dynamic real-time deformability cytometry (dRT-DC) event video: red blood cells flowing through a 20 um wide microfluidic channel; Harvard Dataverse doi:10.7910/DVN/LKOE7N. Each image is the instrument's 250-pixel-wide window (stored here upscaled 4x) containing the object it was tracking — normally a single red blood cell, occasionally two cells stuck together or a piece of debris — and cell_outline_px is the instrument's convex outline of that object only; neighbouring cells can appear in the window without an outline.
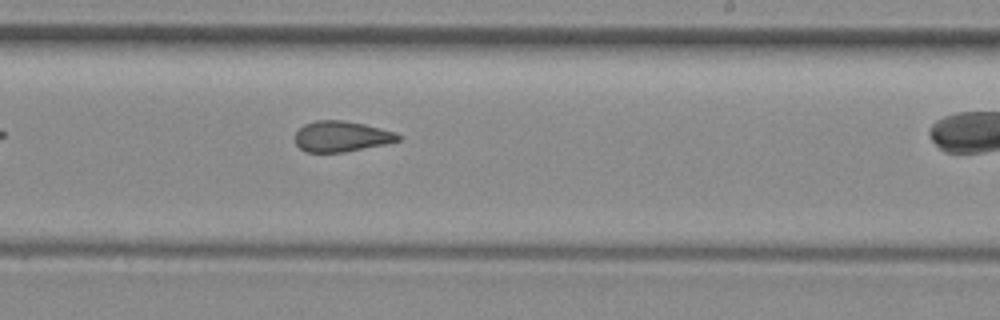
{"species": "common noctule bat (a hibernating species)", "species_latin": "Nyctalus noctula", "temperature_condition": "room temperature", "stored_images_in_passage": 25, "camera_frame_rate_fps": 3000, "um_per_image_px": 0.085, "animal": {"sex": "female", "body_mass_g": 29.2, "forearm_length_mm": 56.3}, "frame": {"image": 1, "passage_image": 15, "time_ms": 4.667, "image_size_px": [1000, 320], "cell_outline_px": [[400, 140], [384, 144], [344, 152], [304, 152], [296, 144], [296, 132], [304, 124], [316, 120], [340, 120], [364, 124], [396, 132], [400, 136]], "centroid_in_image_um": [29.0, 11.59], "position_along_channel_um": 260.0, "area_um2": 18.26}}
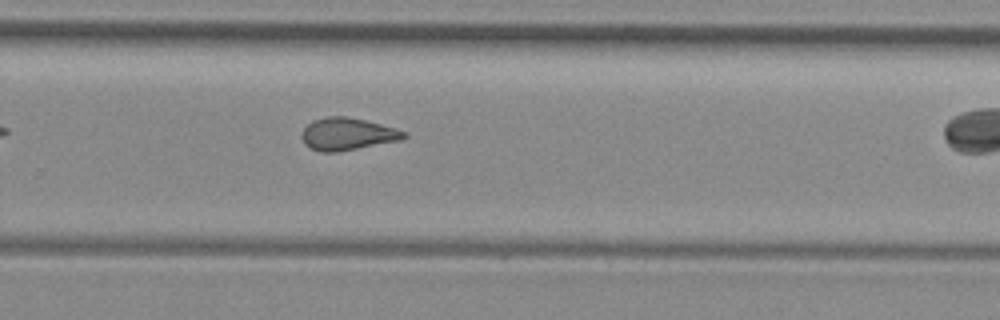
{"frame": {"image": 2, "passage_image": 18, "time_ms": 5.667, "image_size_px": [1000, 320], "cell_outline_px": [[408, 136], [400, 140], [336, 152], [320, 152], [304, 144], [304, 128], [312, 120], [328, 116], [344, 116], [364, 120], [396, 128], [408, 132]], "centroid_in_image_um": [29.57, 11.38], "position_along_channel_um": 300.2, "area_um2": 18.96}}